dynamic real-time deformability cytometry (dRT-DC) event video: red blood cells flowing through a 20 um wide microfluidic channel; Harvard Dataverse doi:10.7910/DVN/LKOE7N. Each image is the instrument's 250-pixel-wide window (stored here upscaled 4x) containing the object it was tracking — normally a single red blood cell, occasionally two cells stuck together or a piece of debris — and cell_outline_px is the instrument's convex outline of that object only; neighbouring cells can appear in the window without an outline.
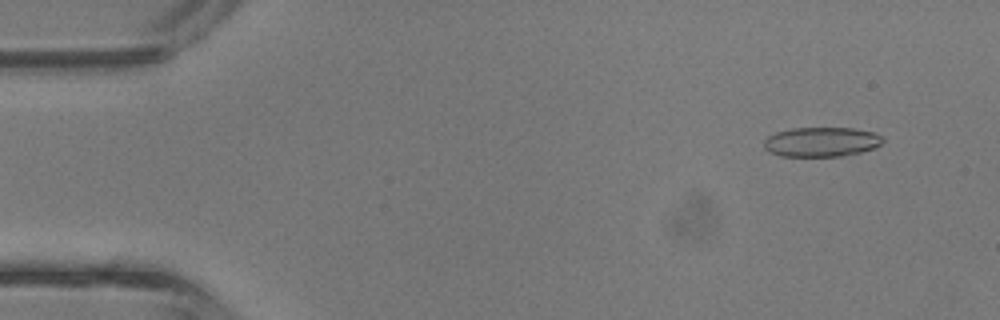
{"species": "common noctule bat (a hibernating species)", "species_latin": "Nyctalus noctula", "temperature_condition": "room temperature", "stored_images_in_passage": 43, "camera_frame_rate_fps": 3000, "um_per_image_px": 0.085, "animal": {"sex": "male", "body_mass_g": 13.3}, "frame": {"image": 1, "passage_image": 4, "time_ms": 1.0, "image_size_px": [1000, 320], "cell_outline_px": [[884, 140], [880, 144], [872, 148], [860, 152], [840, 156], [780, 156], [768, 152], [764, 148], [764, 140], [768, 136], [776, 132], [792, 128], [852, 128], [872, 132], [880, 136]], "centroid_in_image_um": [69.76, 12.06], "position_along_channel_um": 15.2, "area_um2": 20.35}}
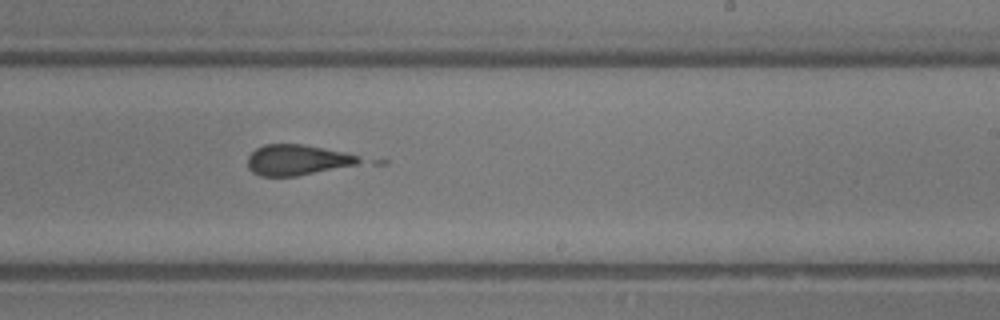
{"frame": {"image": 2, "passage_image": 26, "time_ms": 8.333, "image_size_px": [1000, 320], "cell_outline_px": [[388, 164], [296, 176], [260, 176], [252, 172], [248, 168], [248, 156], [256, 148], [264, 144], [304, 144], [388, 160]], "centroid_in_image_um": [25.89, 13.63], "position_along_channel_um": 263.1, "area_um2": 22.66}}
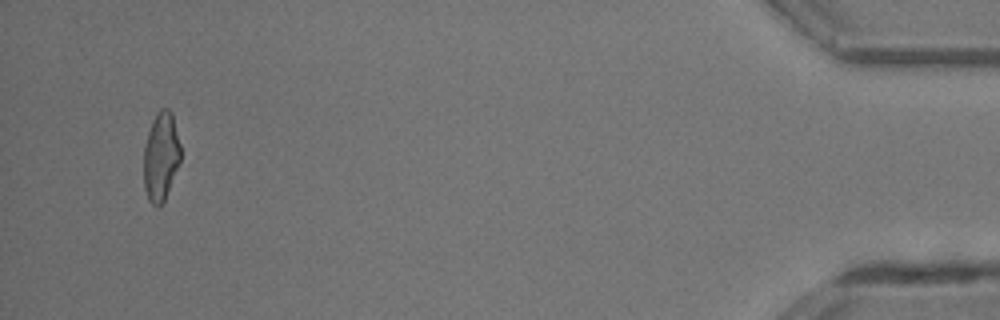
{"frame": {"image": 3, "passage_image": 41, "time_ms": 13.333, "image_size_px": [1000, 320], "cell_outline_px": [[180, 160], [164, 200], [156, 208], [148, 200], [144, 188], [144, 148], [148, 132], [152, 120], [156, 112], [160, 108], [168, 108], [172, 112], [180, 144]], "centroid_in_image_um": [13.66, 13.27], "position_along_channel_um": 421.5, "area_um2": 18.96}, "authors_computed_cell_mechanics": {"area_um2": 21.0392, "velocity_mm_per_s": 4.8665, "shape_relaxation_time_tau1_ms": null, "shape_relaxation_time_tau2_ms": 0.6037, "deformation_change_tau1": null, "deformation_change_tau2": 0.0664}}